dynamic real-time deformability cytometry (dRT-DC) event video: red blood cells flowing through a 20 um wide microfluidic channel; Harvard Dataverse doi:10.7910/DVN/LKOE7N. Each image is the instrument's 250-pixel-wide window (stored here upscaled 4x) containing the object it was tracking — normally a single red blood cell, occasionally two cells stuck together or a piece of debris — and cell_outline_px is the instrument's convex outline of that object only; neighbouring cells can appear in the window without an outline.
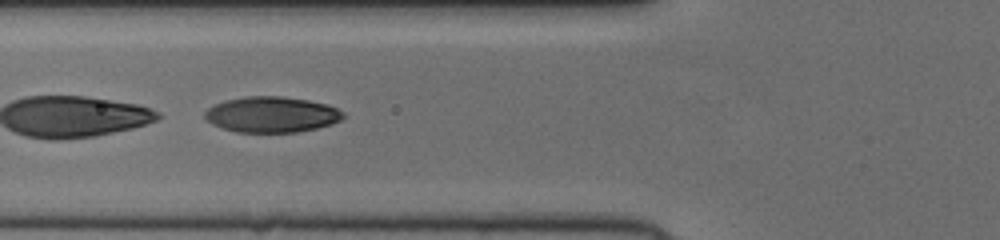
{"species": "human", "species_latin": "Homo sapiens", "temperature_condition": "cold", "stored_images_in_passage": 51, "segment_of_instrument_passage": [2, 2], "camera_frame_rate_fps": 3000, "um_per_image_px": 0.085, "donor": {"sex": "female"}, "frame": {"image": 1, "passage_image": 20, "time_ms": 6.333, "image_size_px": [1000, 240], "cell_outline_px": [[344, 116], [340, 120], [332, 124], [316, 128], [296, 132], [236, 132], [212, 124], [204, 116], [204, 112], [208, 108], [224, 100], [244, 96], [284, 96], [308, 100], [328, 104], [344, 112]], "centroid_in_image_um": [23.1, 9.72], "position_along_channel_um": 102.7, "area_um2": 28.84}}
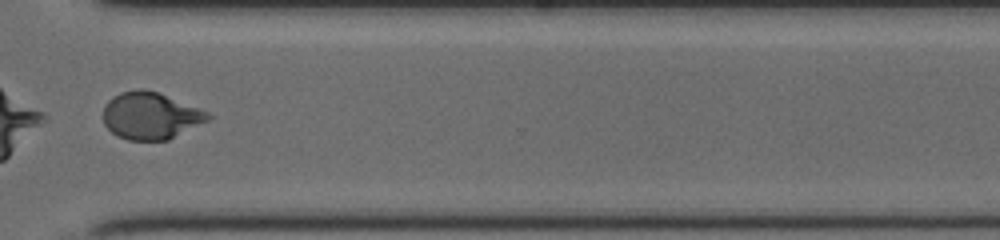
{"frame": {"image": 2, "passage_image": 39, "time_ms": 12.667, "image_size_px": [1000, 240], "cell_outline_px": [[212, 116], [208, 120], [168, 140], [128, 140], [116, 136], [104, 124], [104, 104], [112, 96], [120, 92], [136, 88], [144, 88], [160, 92], [208, 112]], "centroid_in_image_um": [12.77, 9.81], "position_along_channel_um": 357.8, "area_um2": 28.9}}